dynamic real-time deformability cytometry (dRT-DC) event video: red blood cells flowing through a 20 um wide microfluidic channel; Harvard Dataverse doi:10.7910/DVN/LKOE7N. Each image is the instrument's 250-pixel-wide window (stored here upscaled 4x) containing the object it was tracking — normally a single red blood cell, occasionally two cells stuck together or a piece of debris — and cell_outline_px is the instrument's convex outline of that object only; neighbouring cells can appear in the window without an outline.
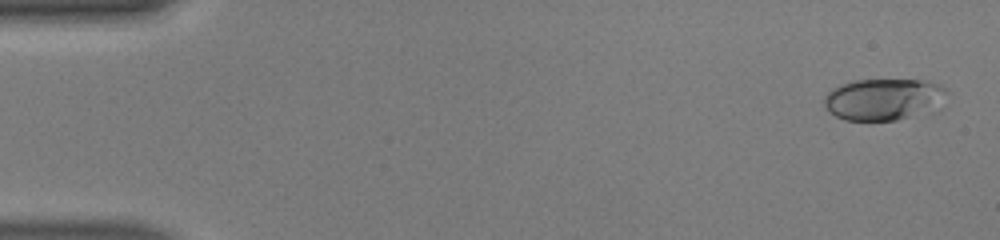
{"species": "human", "species_latin": "Homo sapiens", "temperature_condition": "warm", "stored_images_in_passage": 49, "camera_frame_rate_fps": 3000, "um_per_image_px": 0.085, "donor": {"sex": "male"}, "frame": {"image": 1, "passage_image": 2, "time_ms": 0.333, "image_size_px": [1000, 240], "cell_outline_px": [[948, 92], [928, 104], [896, 120], [844, 120], [828, 112], [824, 104], [824, 96], [832, 88], [840, 84], [856, 80], [920, 80], [940, 84]], "centroid_in_image_um": [74.84, 8.39], "position_along_channel_um": 10.2, "area_um2": 27.98}}
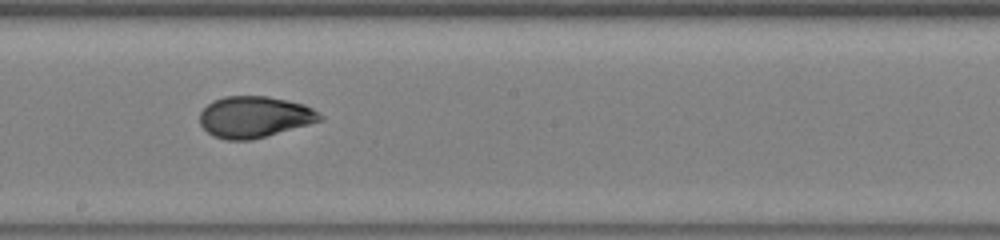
{"frame": {"image": 2, "passage_image": 28, "time_ms": 9.0, "image_size_px": [1000, 240], "cell_outline_px": [[324, 120], [252, 140], [228, 140], [212, 136], [200, 124], [200, 112], [212, 100], [224, 96], [268, 96], [288, 100], [304, 104], [312, 108], [324, 116]], "centroid_in_image_um": [21.64, 9.93], "position_along_channel_um": 226.6, "area_um2": 29.13}}
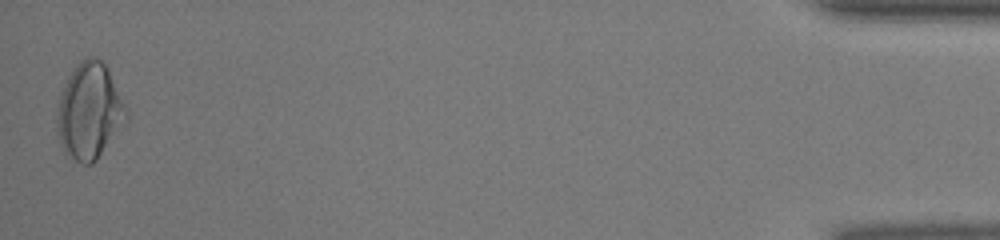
{"frame": {"image": 3, "passage_image": 49, "time_ms": 16.0, "image_size_px": [1000, 240], "cell_outline_px": [[128, 120], [96, 160], [92, 164], [84, 164], [76, 160], [64, 152], [60, 144], [56, 132], [56, 112], [60, 92], [68, 76], [76, 64], [80, 60], [88, 56], [96, 56], [104, 64], [128, 112]], "centroid_in_image_um": [7.56, 9.46], "position_along_channel_um": 427.6, "area_um2": 38.73}, "authors_computed_cell_mechanics": {"area_um2": 29.1312, "velocity_mm_per_s": 4.1926, "shape_relaxation_time_tau1_ms": 5.1472, "shape_relaxation_time_tau2_ms": 1.1271, "deformation_change_tau1": 0.2125, "deformation_change_tau2": 0.0538}}